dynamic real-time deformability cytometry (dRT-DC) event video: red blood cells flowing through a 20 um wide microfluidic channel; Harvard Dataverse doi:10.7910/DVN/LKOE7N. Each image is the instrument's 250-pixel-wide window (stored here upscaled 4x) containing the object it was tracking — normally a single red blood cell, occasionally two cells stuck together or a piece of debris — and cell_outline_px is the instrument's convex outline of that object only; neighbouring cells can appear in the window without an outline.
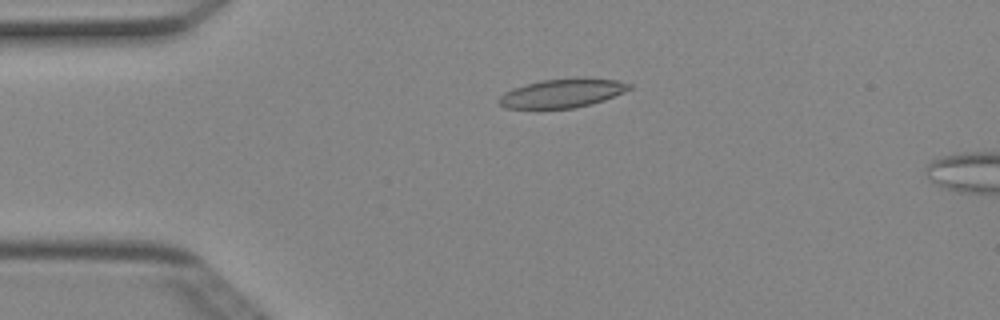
{"species": "Egyptian fruit bat (a non-hibernating species)", "species_latin": "Rousettus aegyptiacus", "temperature_condition": "cold", "stored_images_in_passage": 8, "camera_frame_rate_fps": 3000, "um_per_image_px": 0.085, "animal": {"sex": "female"}, "frame": {"image": 1, "passage_image": 4, "time_ms": 1.0, "image_size_px": [1000, 320], "cell_outline_px": [[632, 88], [624, 92], [604, 100], [592, 104], [576, 108], [504, 108], [496, 100], [504, 92], [512, 88], [540, 80], [584, 76], [616, 80], [632, 84]], "centroid_in_image_um": [47.81, 7.9], "position_along_channel_um": 37.2, "area_um2": 22.31}}